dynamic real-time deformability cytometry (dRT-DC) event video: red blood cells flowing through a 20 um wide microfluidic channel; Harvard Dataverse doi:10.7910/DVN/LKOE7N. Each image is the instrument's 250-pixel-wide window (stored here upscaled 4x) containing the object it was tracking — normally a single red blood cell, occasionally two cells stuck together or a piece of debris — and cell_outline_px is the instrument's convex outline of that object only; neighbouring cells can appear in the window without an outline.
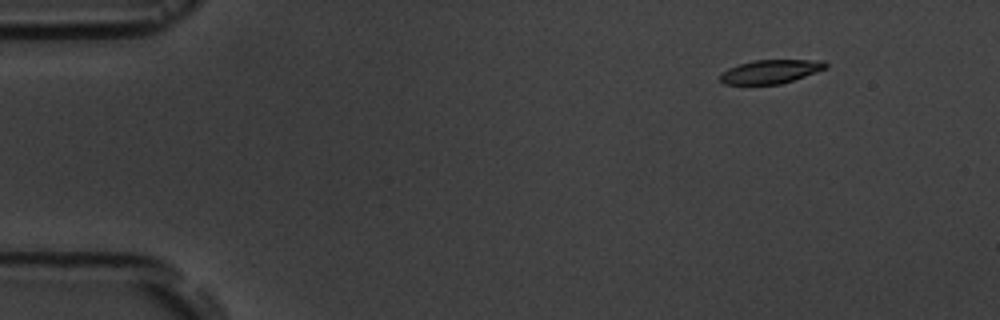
{"species": "common noctule bat (a hibernating species)", "species_latin": "Nyctalus noctula", "temperature_condition": "room temperature", "stored_images_in_passage": 5, "camera_frame_rate_fps": 3000, "um_per_image_px": 0.085, "animal": {"sex": "male", "body_mass_g": 19.5, "forearm_length_mm": 54.6}, "frame": {"image": 1, "passage_image": 2, "time_ms": 1.333, "image_size_px": [1000, 320], "cell_outline_px": [[828, 68], [780, 84], [724, 84], [720, 80], [720, 72], [728, 68], [752, 60], [824, 60], [828, 64]], "centroid_in_image_um": [65.5, 6.07], "position_along_channel_um": 19.5, "area_um2": 14.57}}
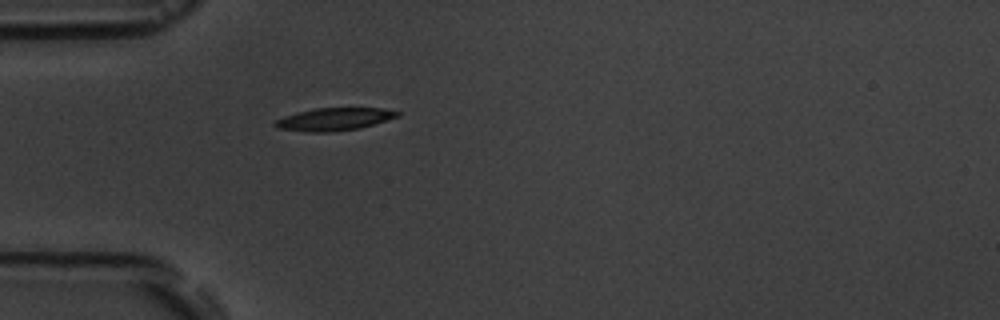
{"frame": {"image": 2, "passage_image": 5, "time_ms": 4.667, "image_size_px": [1000, 320], "cell_outline_px": [[400, 116], [360, 128], [332, 132], [308, 132], [276, 128], [272, 124], [276, 120], [284, 116], [296, 112], [316, 108], [384, 108], [400, 112]], "centroid_in_image_um": [28.39, 10.13], "position_along_channel_um": 56.6, "area_um2": 16.24}}